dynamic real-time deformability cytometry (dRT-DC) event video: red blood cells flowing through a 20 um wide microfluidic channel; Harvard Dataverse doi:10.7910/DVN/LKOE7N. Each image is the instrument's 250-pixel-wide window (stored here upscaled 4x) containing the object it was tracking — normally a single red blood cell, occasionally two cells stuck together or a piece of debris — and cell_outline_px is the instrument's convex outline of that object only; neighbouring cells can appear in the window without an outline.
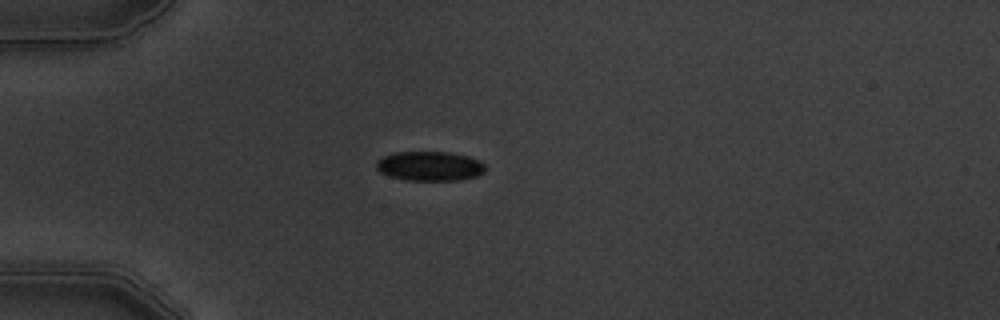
{"species": "common noctule bat (a hibernating species)", "species_latin": "Nyctalus noctula", "temperature_condition": "warm", "stored_images_in_passage": 3, "camera_frame_rate_fps": 3000, "um_per_image_px": 0.085, "animal": {"sex": "male", "body_mass_g": 19.5, "forearm_length_mm": 54.6}, "frame": {"image": 1, "passage_image": 1, "time_ms": 0.0, "image_size_px": [1000, 320], "cell_outline_px": [[484, 172], [476, 176], [456, 180], [404, 180], [388, 176], [380, 172], [376, 168], [376, 160], [384, 156], [396, 152], [448, 152], [468, 156], [480, 160], [484, 164]], "centroid_in_image_um": [36.5, 14.12], "position_along_channel_um": 48.5, "area_um2": 18.73}}
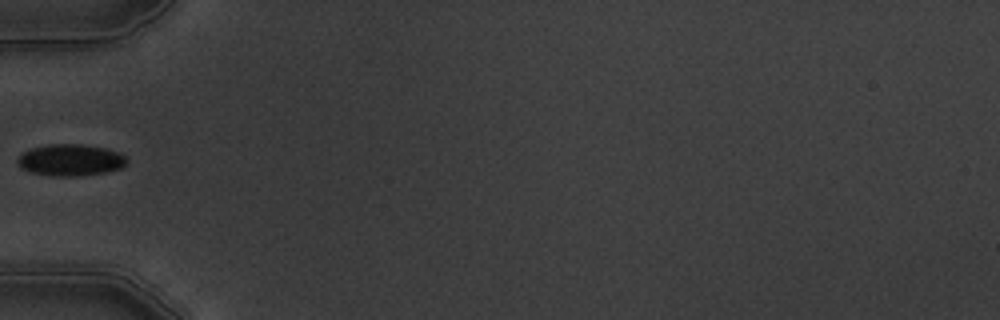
{"frame": {"image": 2, "passage_image": 2, "time_ms": 1.333, "image_size_px": [1000, 320], "cell_outline_px": [[128, 164], [120, 168], [104, 172], [72, 176], [56, 176], [28, 172], [20, 168], [16, 160], [24, 152], [32, 148], [48, 144], [80, 144], [108, 148], [124, 156], [128, 160]], "centroid_in_image_um": [5.98, 13.6], "position_along_channel_um": 79.0, "area_um2": 20.06}}